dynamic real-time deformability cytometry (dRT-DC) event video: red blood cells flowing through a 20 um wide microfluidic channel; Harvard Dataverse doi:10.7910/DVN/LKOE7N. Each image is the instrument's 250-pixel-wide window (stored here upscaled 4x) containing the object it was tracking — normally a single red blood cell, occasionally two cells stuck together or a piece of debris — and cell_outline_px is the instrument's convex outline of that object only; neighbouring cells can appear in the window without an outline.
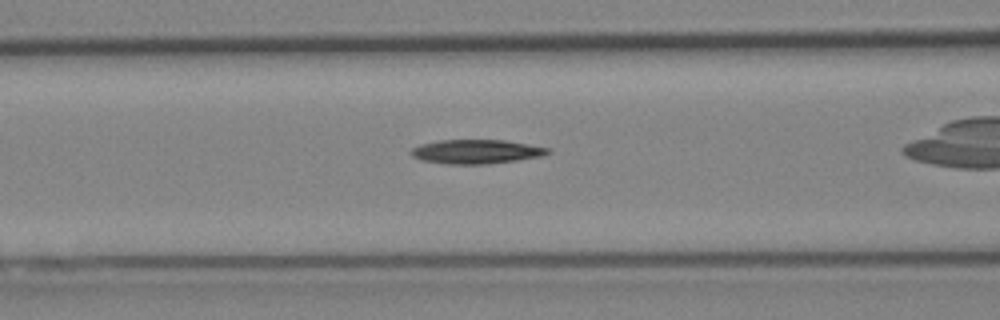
{"species": "Egyptian fruit bat (a non-hibernating species)", "species_latin": "Rousettus aegyptiacus", "temperature_condition": "cold", "stored_images_in_passage": 7, "camera_frame_rate_fps": 3000, "um_per_image_px": 0.085, "animal": {"sex": "female"}, "frame": {"image": 1, "passage_image": 5, "time_ms": 1.333, "image_size_px": [1000, 320], "cell_outline_px": [[548, 152], [544, 156], [516, 160], [484, 164], [448, 164], [424, 160], [412, 156], [408, 152], [412, 148], [420, 144], [440, 140], [504, 140], [548, 148]], "centroid_in_image_um": [40.43, 12.88], "position_along_channel_um": 126.2, "area_um2": 18.96}}